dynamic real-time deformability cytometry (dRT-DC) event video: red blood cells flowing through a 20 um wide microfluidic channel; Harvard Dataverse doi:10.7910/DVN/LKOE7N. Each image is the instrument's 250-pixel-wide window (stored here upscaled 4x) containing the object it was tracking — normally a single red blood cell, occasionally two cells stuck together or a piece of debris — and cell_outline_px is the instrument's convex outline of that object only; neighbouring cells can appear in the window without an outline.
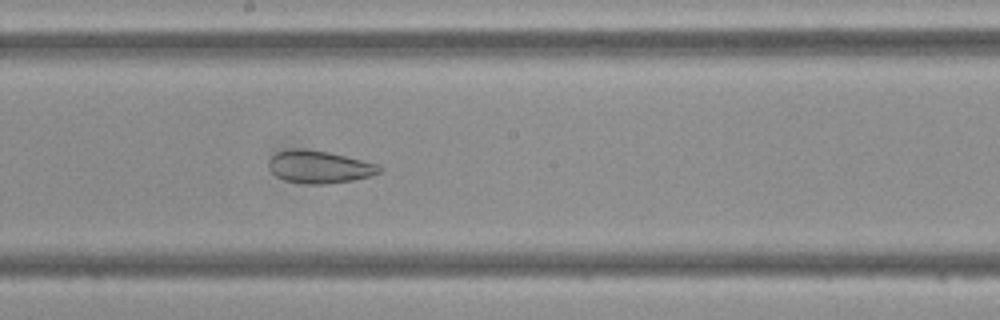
{"species": "Egyptian fruit bat (a non-hibernating species)", "species_latin": "Rousettus aegyptiacus", "temperature_condition": "cold", "stored_images_in_passage": 47, "camera_frame_rate_fps": 3000, "um_per_image_px": 0.085, "frame": {"image": 1, "passage_image": 25, "time_ms": 8.0, "image_size_px": [1000, 320], "cell_outline_px": [[384, 168], [380, 172], [372, 176], [352, 180], [324, 184], [308, 184], [284, 180], [276, 176], [272, 172], [268, 164], [272, 156], [276, 152], [292, 148], [300, 148], [328, 152], [380, 164]], "centroid_in_image_um": [27.17, 14.18], "position_along_channel_um": 221.0, "area_um2": 21.04}}
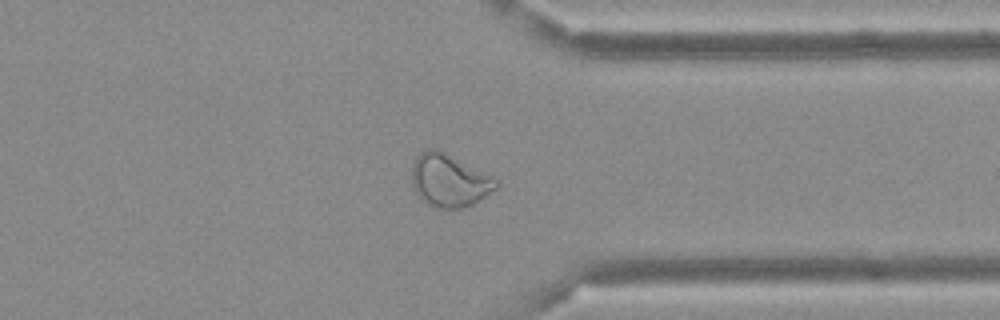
{"frame": {"image": 2, "passage_image": 36, "time_ms": 11.667, "image_size_px": [1000, 320], "cell_outline_px": [[500, 184], [496, 188], [480, 200], [464, 208], [440, 208], [428, 204], [416, 192], [412, 184], [412, 164], [416, 156], [420, 152], [428, 148], [436, 148], [496, 176], [500, 180]], "centroid_in_image_um": [38.23, 15.31], "position_along_channel_um": 373.2, "area_um2": 26.24}}
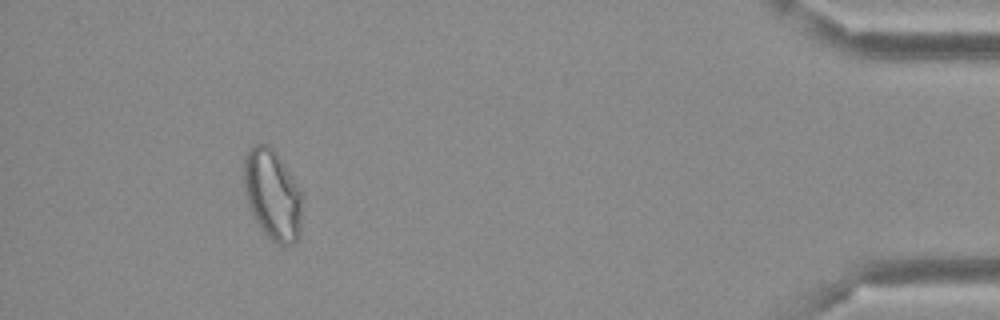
{"frame": {"image": 3, "passage_image": 43, "time_ms": 14.0, "image_size_px": [1000, 320], "cell_outline_px": [[304, 196], [300, 236], [292, 244], [276, 244], [264, 232], [252, 216], [244, 192], [244, 156], [248, 148], [252, 144], [268, 144], [276, 152], [300, 188]], "centroid_in_image_um": [23.18, 16.54], "position_along_channel_um": 412.0, "area_um2": 31.33}}